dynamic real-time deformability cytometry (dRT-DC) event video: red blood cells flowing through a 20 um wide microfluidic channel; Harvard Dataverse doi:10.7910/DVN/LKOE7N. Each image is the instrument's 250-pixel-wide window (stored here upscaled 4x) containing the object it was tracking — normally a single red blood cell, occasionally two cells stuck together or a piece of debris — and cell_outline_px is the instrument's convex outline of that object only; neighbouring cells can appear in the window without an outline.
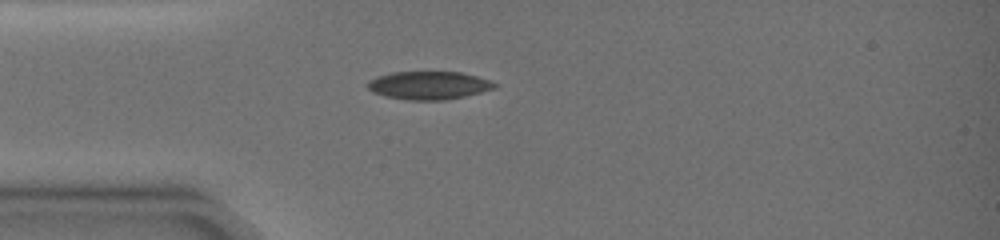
{"species": "common noctule bat (a hibernating species)", "species_latin": "Nyctalus noctula", "temperature_condition": "warm", "stored_images_in_passage": 4, "camera_frame_rate_fps": 3000, "um_per_image_px": 0.085, "animal": {"sex": "female", "body_mass_g": 19.0, "forearm_length_mm": 51.5}, "frame": {"image": 1, "passage_image": 1, "time_ms": 0.0, "image_size_px": [1000, 240], "cell_outline_px": [[500, 84], [496, 88], [464, 96], [444, 100], [408, 100], [384, 96], [372, 92], [368, 88], [368, 80], [376, 76], [392, 72], [460, 72], [492, 80]], "centroid_in_image_um": [36.46, 7.25], "position_along_channel_um": 48.5, "area_um2": 20.92}}